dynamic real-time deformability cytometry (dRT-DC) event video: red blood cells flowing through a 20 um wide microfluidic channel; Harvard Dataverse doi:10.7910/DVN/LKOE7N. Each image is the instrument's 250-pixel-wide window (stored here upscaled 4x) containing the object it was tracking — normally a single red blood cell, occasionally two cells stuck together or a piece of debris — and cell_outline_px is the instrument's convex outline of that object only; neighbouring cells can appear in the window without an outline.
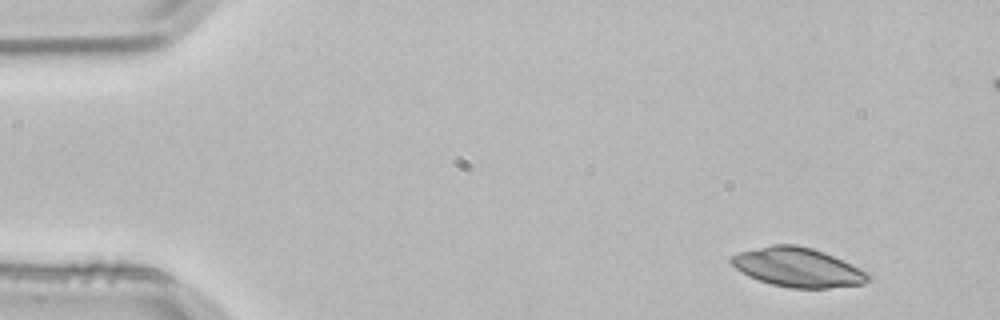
{"species": "common noctule bat (a hibernating species)", "species_latin": "Nyctalus noctula", "temperature_condition": "room temperature", "stored_images_in_passage": 4, "camera_frame_rate_fps": 3000, "um_per_image_px": 0.085, "animal": {"sex": "male", "body_mass_g": 21.5, "forearm_length_mm": 52.0}, "frame": {"image": 1, "passage_image": 1, "time_ms": 0.0, "image_size_px": [1000, 320], "cell_outline_px": [[872, 280], [864, 284], [828, 288], [792, 288], [772, 284], [748, 276], [736, 268], [728, 260], [732, 256], [740, 252], [772, 244], [796, 244], [812, 248], [824, 252], [868, 272], [872, 276]], "centroid_in_image_um": [67.84, 22.73], "position_along_channel_um": 17.2, "area_um2": 31.21}}